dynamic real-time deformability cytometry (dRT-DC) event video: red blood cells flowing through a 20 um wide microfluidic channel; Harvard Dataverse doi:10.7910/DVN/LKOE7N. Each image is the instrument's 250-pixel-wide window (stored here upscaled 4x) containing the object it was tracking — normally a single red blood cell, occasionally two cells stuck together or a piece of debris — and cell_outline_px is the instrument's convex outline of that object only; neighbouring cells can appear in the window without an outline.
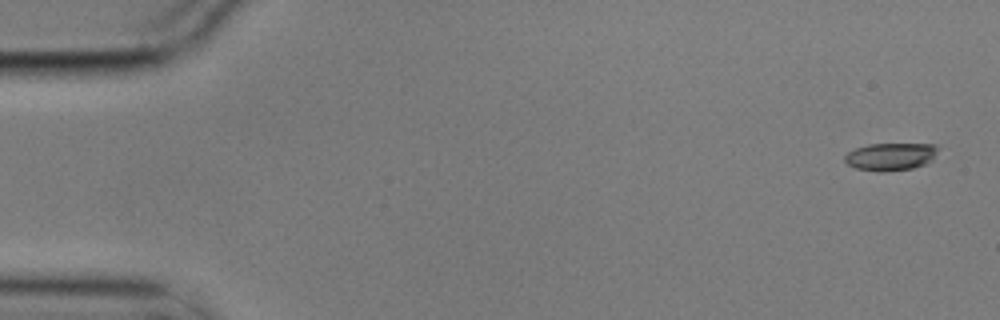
{"species": "common noctule bat (a hibernating species)", "species_latin": "Nyctalus noctula", "temperature_condition": "cold", "stored_images_in_passage": 4, "camera_frame_rate_fps": 3000, "um_per_image_px": 0.085, "animal": {"sex": "male", "body_mass_g": 17.9}, "frame": {"image": 1, "passage_image": 1, "time_ms": 0.0, "image_size_px": [1000, 320], "cell_outline_px": [[940, 144], [932, 160], [924, 164], [912, 168], [880, 172], [856, 168], [848, 164], [844, 160], [844, 156], [848, 152], [856, 148], [868, 144]], "centroid_in_image_um": [75.7, 13.3], "position_along_channel_um": 9.3, "area_um2": 14.91}}
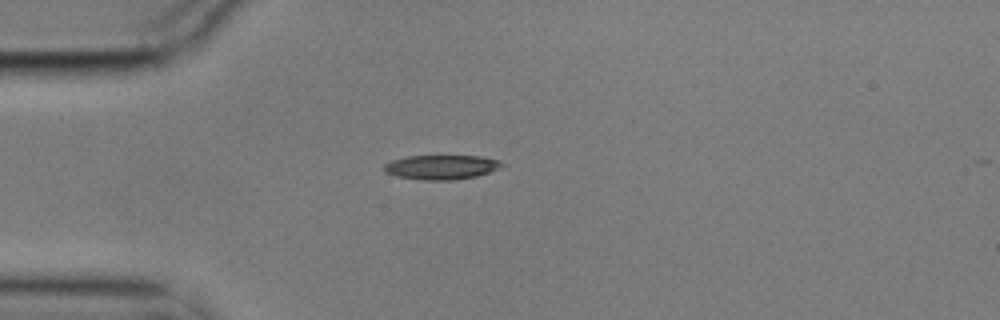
{"frame": {"image": 2, "passage_image": 4, "time_ms": 1.0, "image_size_px": [1000, 320], "cell_outline_px": [[504, 164], [488, 172], [476, 176], [452, 180], [424, 180], [396, 176], [384, 172], [384, 164], [392, 160], [408, 156], [480, 156], [500, 160]], "centroid_in_image_um": [37.48, 14.2], "position_along_channel_um": 47.5, "area_um2": 16.59}}